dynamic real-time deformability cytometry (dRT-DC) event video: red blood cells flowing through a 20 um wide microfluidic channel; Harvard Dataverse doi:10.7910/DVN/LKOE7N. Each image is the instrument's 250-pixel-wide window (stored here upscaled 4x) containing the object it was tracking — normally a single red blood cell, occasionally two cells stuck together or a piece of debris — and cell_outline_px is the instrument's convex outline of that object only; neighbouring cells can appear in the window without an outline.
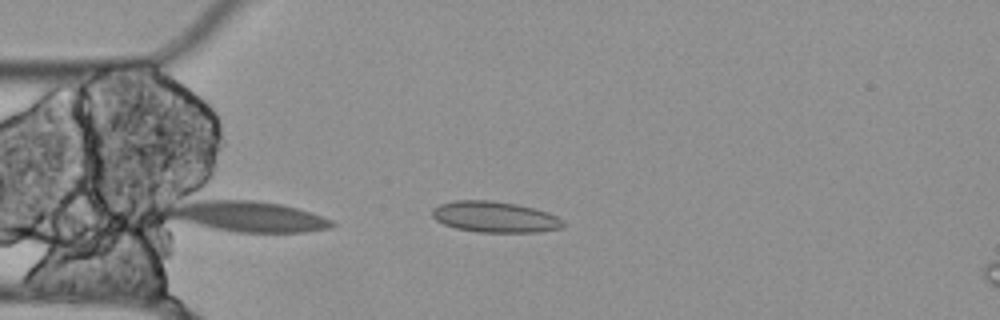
{"species": "Egyptian fruit bat (a non-hibernating species)", "species_latin": "Rousettus aegyptiacus", "temperature_condition": "cold", "stored_images_in_passage": 14, "camera_frame_rate_fps": 3000, "um_per_image_px": 0.085, "animal": {"sex": "female"}, "frame": {"image": 1, "passage_image": 14, "time_ms": 4.333, "image_size_px": [1000, 320], "cell_outline_px": [[564, 228], [540, 232], [476, 232], [456, 228], [444, 224], [436, 220], [432, 216], [432, 208], [440, 204], [456, 200], [492, 200], [516, 204], [548, 212], [556, 216], [564, 224]], "centroid_in_image_um": [42.05, 18.44], "position_along_channel_um": 43.0, "area_um2": 23.64}}